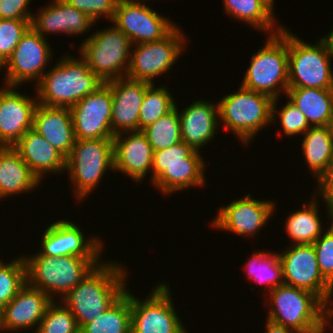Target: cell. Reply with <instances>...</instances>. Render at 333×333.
<instances>
[{"label": "cell", "instance_id": "obj_27", "mask_svg": "<svg viewBox=\"0 0 333 333\" xmlns=\"http://www.w3.org/2000/svg\"><path fill=\"white\" fill-rule=\"evenodd\" d=\"M39 183L13 147H0V198L33 190Z\"/></svg>", "mask_w": 333, "mask_h": 333}, {"label": "cell", "instance_id": "obj_12", "mask_svg": "<svg viewBox=\"0 0 333 333\" xmlns=\"http://www.w3.org/2000/svg\"><path fill=\"white\" fill-rule=\"evenodd\" d=\"M184 39V34L177 26L159 41L137 44L130 55L126 77L153 84L155 77L173 67V63L184 50Z\"/></svg>", "mask_w": 333, "mask_h": 333}, {"label": "cell", "instance_id": "obj_9", "mask_svg": "<svg viewBox=\"0 0 333 333\" xmlns=\"http://www.w3.org/2000/svg\"><path fill=\"white\" fill-rule=\"evenodd\" d=\"M131 45V40L114 25L88 37L79 51L91 71L106 83L126 77Z\"/></svg>", "mask_w": 333, "mask_h": 333}, {"label": "cell", "instance_id": "obj_33", "mask_svg": "<svg viewBox=\"0 0 333 333\" xmlns=\"http://www.w3.org/2000/svg\"><path fill=\"white\" fill-rule=\"evenodd\" d=\"M142 132L146 135L153 151L169 148L182 141L180 116L177 106L156 122L145 127Z\"/></svg>", "mask_w": 333, "mask_h": 333}, {"label": "cell", "instance_id": "obj_13", "mask_svg": "<svg viewBox=\"0 0 333 333\" xmlns=\"http://www.w3.org/2000/svg\"><path fill=\"white\" fill-rule=\"evenodd\" d=\"M293 246L279 253L284 284L312 292L328 306L333 286L319 270L313 244Z\"/></svg>", "mask_w": 333, "mask_h": 333}, {"label": "cell", "instance_id": "obj_44", "mask_svg": "<svg viewBox=\"0 0 333 333\" xmlns=\"http://www.w3.org/2000/svg\"><path fill=\"white\" fill-rule=\"evenodd\" d=\"M266 333H299L294 329L283 326L269 319L266 320Z\"/></svg>", "mask_w": 333, "mask_h": 333}, {"label": "cell", "instance_id": "obj_4", "mask_svg": "<svg viewBox=\"0 0 333 333\" xmlns=\"http://www.w3.org/2000/svg\"><path fill=\"white\" fill-rule=\"evenodd\" d=\"M27 283L45 292L62 297L76 287L98 264L100 257H77L74 255L51 257L40 252L31 258L24 257ZM52 292V293H51Z\"/></svg>", "mask_w": 333, "mask_h": 333}, {"label": "cell", "instance_id": "obj_3", "mask_svg": "<svg viewBox=\"0 0 333 333\" xmlns=\"http://www.w3.org/2000/svg\"><path fill=\"white\" fill-rule=\"evenodd\" d=\"M103 84L82 56H65L37 82V100L45 106L71 108Z\"/></svg>", "mask_w": 333, "mask_h": 333}, {"label": "cell", "instance_id": "obj_38", "mask_svg": "<svg viewBox=\"0 0 333 333\" xmlns=\"http://www.w3.org/2000/svg\"><path fill=\"white\" fill-rule=\"evenodd\" d=\"M31 20L0 19V67L11 56Z\"/></svg>", "mask_w": 333, "mask_h": 333}, {"label": "cell", "instance_id": "obj_15", "mask_svg": "<svg viewBox=\"0 0 333 333\" xmlns=\"http://www.w3.org/2000/svg\"><path fill=\"white\" fill-rule=\"evenodd\" d=\"M111 22L131 40L133 45L159 41L176 27L170 20L137 0H118Z\"/></svg>", "mask_w": 333, "mask_h": 333}, {"label": "cell", "instance_id": "obj_46", "mask_svg": "<svg viewBox=\"0 0 333 333\" xmlns=\"http://www.w3.org/2000/svg\"><path fill=\"white\" fill-rule=\"evenodd\" d=\"M328 127L330 129L331 137H332V140H333V120L329 123Z\"/></svg>", "mask_w": 333, "mask_h": 333}, {"label": "cell", "instance_id": "obj_34", "mask_svg": "<svg viewBox=\"0 0 333 333\" xmlns=\"http://www.w3.org/2000/svg\"><path fill=\"white\" fill-rule=\"evenodd\" d=\"M248 276L255 283H264L270 287L269 292L284 284L283 271L279 253L254 252L248 260Z\"/></svg>", "mask_w": 333, "mask_h": 333}, {"label": "cell", "instance_id": "obj_40", "mask_svg": "<svg viewBox=\"0 0 333 333\" xmlns=\"http://www.w3.org/2000/svg\"><path fill=\"white\" fill-rule=\"evenodd\" d=\"M280 126L286 136L305 133L311 127L305 115L289 100L279 111Z\"/></svg>", "mask_w": 333, "mask_h": 333}, {"label": "cell", "instance_id": "obj_29", "mask_svg": "<svg viewBox=\"0 0 333 333\" xmlns=\"http://www.w3.org/2000/svg\"><path fill=\"white\" fill-rule=\"evenodd\" d=\"M303 157L313 172L319 178L327 171L333 157V140L328 126H311L305 132L302 142Z\"/></svg>", "mask_w": 333, "mask_h": 333}, {"label": "cell", "instance_id": "obj_10", "mask_svg": "<svg viewBox=\"0 0 333 333\" xmlns=\"http://www.w3.org/2000/svg\"><path fill=\"white\" fill-rule=\"evenodd\" d=\"M107 169L114 170L113 139L76 140L66 157L65 170L79 201L94 190Z\"/></svg>", "mask_w": 333, "mask_h": 333}, {"label": "cell", "instance_id": "obj_30", "mask_svg": "<svg viewBox=\"0 0 333 333\" xmlns=\"http://www.w3.org/2000/svg\"><path fill=\"white\" fill-rule=\"evenodd\" d=\"M130 292H126L100 317L82 326L80 333H131Z\"/></svg>", "mask_w": 333, "mask_h": 333}, {"label": "cell", "instance_id": "obj_45", "mask_svg": "<svg viewBox=\"0 0 333 333\" xmlns=\"http://www.w3.org/2000/svg\"><path fill=\"white\" fill-rule=\"evenodd\" d=\"M323 39L327 43L328 48L333 53V30L331 32H329L328 35H326V37H323Z\"/></svg>", "mask_w": 333, "mask_h": 333}, {"label": "cell", "instance_id": "obj_7", "mask_svg": "<svg viewBox=\"0 0 333 333\" xmlns=\"http://www.w3.org/2000/svg\"><path fill=\"white\" fill-rule=\"evenodd\" d=\"M241 86L277 99L288 90V30L270 34L266 44L253 54ZM279 85V86H278ZM278 96V97H277Z\"/></svg>", "mask_w": 333, "mask_h": 333}, {"label": "cell", "instance_id": "obj_42", "mask_svg": "<svg viewBox=\"0 0 333 333\" xmlns=\"http://www.w3.org/2000/svg\"><path fill=\"white\" fill-rule=\"evenodd\" d=\"M30 0H0V19L32 20L27 6Z\"/></svg>", "mask_w": 333, "mask_h": 333}, {"label": "cell", "instance_id": "obj_37", "mask_svg": "<svg viewBox=\"0 0 333 333\" xmlns=\"http://www.w3.org/2000/svg\"><path fill=\"white\" fill-rule=\"evenodd\" d=\"M35 333H80V328L71 311L64 305L53 302L48 306Z\"/></svg>", "mask_w": 333, "mask_h": 333}, {"label": "cell", "instance_id": "obj_47", "mask_svg": "<svg viewBox=\"0 0 333 333\" xmlns=\"http://www.w3.org/2000/svg\"><path fill=\"white\" fill-rule=\"evenodd\" d=\"M264 1L273 9L274 0H264Z\"/></svg>", "mask_w": 333, "mask_h": 333}, {"label": "cell", "instance_id": "obj_28", "mask_svg": "<svg viewBox=\"0 0 333 333\" xmlns=\"http://www.w3.org/2000/svg\"><path fill=\"white\" fill-rule=\"evenodd\" d=\"M286 94L305 115L310 126H328L333 120V90L288 88Z\"/></svg>", "mask_w": 333, "mask_h": 333}, {"label": "cell", "instance_id": "obj_35", "mask_svg": "<svg viewBox=\"0 0 333 333\" xmlns=\"http://www.w3.org/2000/svg\"><path fill=\"white\" fill-rule=\"evenodd\" d=\"M170 92L162 87H154L151 84L145 92L138 117V131L156 122L159 118L169 113L175 106Z\"/></svg>", "mask_w": 333, "mask_h": 333}, {"label": "cell", "instance_id": "obj_36", "mask_svg": "<svg viewBox=\"0 0 333 333\" xmlns=\"http://www.w3.org/2000/svg\"><path fill=\"white\" fill-rule=\"evenodd\" d=\"M26 283V264L23 257L8 264L0 260V311Z\"/></svg>", "mask_w": 333, "mask_h": 333}, {"label": "cell", "instance_id": "obj_8", "mask_svg": "<svg viewBox=\"0 0 333 333\" xmlns=\"http://www.w3.org/2000/svg\"><path fill=\"white\" fill-rule=\"evenodd\" d=\"M333 53L323 38L312 45L288 31V88L333 90Z\"/></svg>", "mask_w": 333, "mask_h": 333}, {"label": "cell", "instance_id": "obj_24", "mask_svg": "<svg viewBox=\"0 0 333 333\" xmlns=\"http://www.w3.org/2000/svg\"><path fill=\"white\" fill-rule=\"evenodd\" d=\"M38 15H33L31 27L42 37L43 33L55 32L79 35L86 32L94 21L85 13L70 6L64 0H54Z\"/></svg>", "mask_w": 333, "mask_h": 333}, {"label": "cell", "instance_id": "obj_41", "mask_svg": "<svg viewBox=\"0 0 333 333\" xmlns=\"http://www.w3.org/2000/svg\"><path fill=\"white\" fill-rule=\"evenodd\" d=\"M70 6L87 14L94 22L104 15L112 21L118 0H64Z\"/></svg>", "mask_w": 333, "mask_h": 333}, {"label": "cell", "instance_id": "obj_18", "mask_svg": "<svg viewBox=\"0 0 333 333\" xmlns=\"http://www.w3.org/2000/svg\"><path fill=\"white\" fill-rule=\"evenodd\" d=\"M113 97L111 125L114 135L138 131V117L148 82L121 77L105 83ZM124 131V132H123Z\"/></svg>", "mask_w": 333, "mask_h": 333}, {"label": "cell", "instance_id": "obj_2", "mask_svg": "<svg viewBox=\"0 0 333 333\" xmlns=\"http://www.w3.org/2000/svg\"><path fill=\"white\" fill-rule=\"evenodd\" d=\"M268 295L273 304L266 319L299 333H324L327 322L332 320L333 307L307 290L283 284Z\"/></svg>", "mask_w": 333, "mask_h": 333}, {"label": "cell", "instance_id": "obj_16", "mask_svg": "<svg viewBox=\"0 0 333 333\" xmlns=\"http://www.w3.org/2000/svg\"><path fill=\"white\" fill-rule=\"evenodd\" d=\"M113 97L104 83L70 109L76 140L113 139L111 125Z\"/></svg>", "mask_w": 333, "mask_h": 333}, {"label": "cell", "instance_id": "obj_26", "mask_svg": "<svg viewBox=\"0 0 333 333\" xmlns=\"http://www.w3.org/2000/svg\"><path fill=\"white\" fill-rule=\"evenodd\" d=\"M215 105V106H214ZM206 101H195L185 108L180 116L181 140L194 150L208 143L216 134L219 107Z\"/></svg>", "mask_w": 333, "mask_h": 333}, {"label": "cell", "instance_id": "obj_31", "mask_svg": "<svg viewBox=\"0 0 333 333\" xmlns=\"http://www.w3.org/2000/svg\"><path fill=\"white\" fill-rule=\"evenodd\" d=\"M313 195L310 204H303V209L289 215L286 221V231L294 239L293 245L313 244L322 235V224L319 210Z\"/></svg>", "mask_w": 333, "mask_h": 333}, {"label": "cell", "instance_id": "obj_5", "mask_svg": "<svg viewBox=\"0 0 333 333\" xmlns=\"http://www.w3.org/2000/svg\"><path fill=\"white\" fill-rule=\"evenodd\" d=\"M237 91L219 101V120H223L224 126L234 132L242 143H250L258 130L276 117L278 98L272 99L243 86Z\"/></svg>", "mask_w": 333, "mask_h": 333}, {"label": "cell", "instance_id": "obj_25", "mask_svg": "<svg viewBox=\"0 0 333 333\" xmlns=\"http://www.w3.org/2000/svg\"><path fill=\"white\" fill-rule=\"evenodd\" d=\"M13 148L39 181L43 173H61L66 168V157L33 128L29 129Z\"/></svg>", "mask_w": 333, "mask_h": 333}, {"label": "cell", "instance_id": "obj_21", "mask_svg": "<svg viewBox=\"0 0 333 333\" xmlns=\"http://www.w3.org/2000/svg\"><path fill=\"white\" fill-rule=\"evenodd\" d=\"M54 302L45 292L26 283L16 296L0 311V331L38 326Z\"/></svg>", "mask_w": 333, "mask_h": 333}, {"label": "cell", "instance_id": "obj_22", "mask_svg": "<svg viewBox=\"0 0 333 333\" xmlns=\"http://www.w3.org/2000/svg\"><path fill=\"white\" fill-rule=\"evenodd\" d=\"M130 133L127 137L119 133L113 138L114 170L127 173L138 182L152 169L154 151L142 131Z\"/></svg>", "mask_w": 333, "mask_h": 333}, {"label": "cell", "instance_id": "obj_20", "mask_svg": "<svg viewBox=\"0 0 333 333\" xmlns=\"http://www.w3.org/2000/svg\"><path fill=\"white\" fill-rule=\"evenodd\" d=\"M84 237L81 229L70 221L53 222L44 231L40 253L51 257H99L103 244L98 237L86 241Z\"/></svg>", "mask_w": 333, "mask_h": 333}, {"label": "cell", "instance_id": "obj_17", "mask_svg": "<svg viewBox=\"0 0 333 333\" xmlns=\"http://www.w3.org/2000/svg\"><path fill=\"white\" fill-rule=\"evenodd\" d=\"M5 86L0 90V147H13L33 128L38 100L14 91L17 87Z\"/></svg>", "mask_w": 333, "mask_h": 333}, {"label": "cell", "instance_id": "obj_1", "mask_svg": "<svg viewBox=\"0 0 333 333\" xmlns=\"http://www.w3.org/2000/svg\"><path fill=\"white\" fill-rule=\"evenodd\" d=\"M124 270L117 263H98L63 297V305L71 311L79 328L100 317L126 292Z\"/></svg>", "mask_w": 333, "mask_h": 333}, {"label": "cell", "instance_id": "obj_14", "mask_svg": "<svg viewBox=\"0 0 333 333\" xmlns=\"http://www.w3.org/2000/svg\"><path fill=\"white\" fill-rule=\"evenodd\" d=\"M51 48L45 37H42L31 26L22 35L11 56L0 67L6 68L5 84L16 87L24 82L37 81L45 74L47 63L52 58ZM37 79V80H35Z\"/></svg>", "mask_w": 333, "mask_h": 333}, {"label": "cell", "instance_id": "obj_6", "mask_svg": "<svg viewBox=\"0 0 333 333\" xmlns=\"http://www.w3.org/2000/svg\"><path fill=\"white\" fill-rule=\"evenodd\" d=\"M197 150L180 141L173 146L154 151L151 181L163 194H171L190 186L205 184V163Z\"/></svg>", "mask_w": 333, "mask_h": 333}, {"label": "cell", "instance_id": "obj_23", "mask_svg": "<svg viewBox=\"0 0 333 333\" xmlns=\"http://www.w3.org/2000/svg\"><path fill=\"white\" fill-rule=\"evenodd\" d=\"M33 129L65 157L70 154L76 138L69 108L38 103L34 111Z\"/></svg>", "mask_w": 333, "mask_h": 333}, {"label": "cell", "instance_id": "obj_19", "mask_svg": "<svg viewBox=\"0 0 333 333\" xmlns=\"http://www.w3.org/2000/svg\"><path fill=\"white\" fill-rule=\"evenodd\" d=\"M221 207L213 221L215 228L253 236L265 225L274 212L275 205L270 201L255 200L250 194Z\"/></svg>", "mask_w": 333, "mask_h": 333}, {"label": "cell", "instance_id": "obj_32", "mask_svg": "<svg viewBox=\"0 0 333 333\" xmlns=\"http://www.w3.org/2000/svg\"><path fill=\"white\" fill-rule=\"evenodd\" d=\"M224 8L228 15L240 19L242 22H247L254 28L263 31L273 32L271 34L279 33L281 28L276 26L273 22V9L264 0H223ZM279 27V28H278ZM274 28V31L271 29ZM276 31V32H275Z\"/></svg>", "mask_w": 333, "mask_h": 333}, {"label": "cell", "instance_id": "obj_39", "mask_svg": "<svg viewBox=\"0 0 333 333\" xmlns=\"http://www.w3.org/2000/svg\"><path fill=\"white\" fill-rule=\"evenodd\" d=\"M314 243L318 267L323 277L333 286V222Z\"/></svg>", "mask_w": 333, "mask_h": 333}, {"label": "cell", "instance_id": "obj_43", "mask_svg": "<svg viewBox=\"0 0 333 333\" xmlns=\"http://www.w3.org/2000/svg\"><path fill=\"white\" fill-rule=\"evenodd\" d=\"M319 194L322 195L320 197H324L323 199L326 201L328 214L333 222V157L329 163L327 171L319 178Z\"/></svg>", "mask_w": 333, "mask_h": 333}, {"label": "cell", "instance_id": "obj_11", "mask_svg": "<svg viewBox=\"0 0 333 333\" xmlns=\"http://www.w3.org/2000/svg\"><path fill=\"white\" fill-rule=\"evenodd\" d=\"M168 286L160 283L142 302L130 293L131 333H187L175 312Z\"/></svg>", "mask_w": 333, "mask_h": 333}]
</instances>
